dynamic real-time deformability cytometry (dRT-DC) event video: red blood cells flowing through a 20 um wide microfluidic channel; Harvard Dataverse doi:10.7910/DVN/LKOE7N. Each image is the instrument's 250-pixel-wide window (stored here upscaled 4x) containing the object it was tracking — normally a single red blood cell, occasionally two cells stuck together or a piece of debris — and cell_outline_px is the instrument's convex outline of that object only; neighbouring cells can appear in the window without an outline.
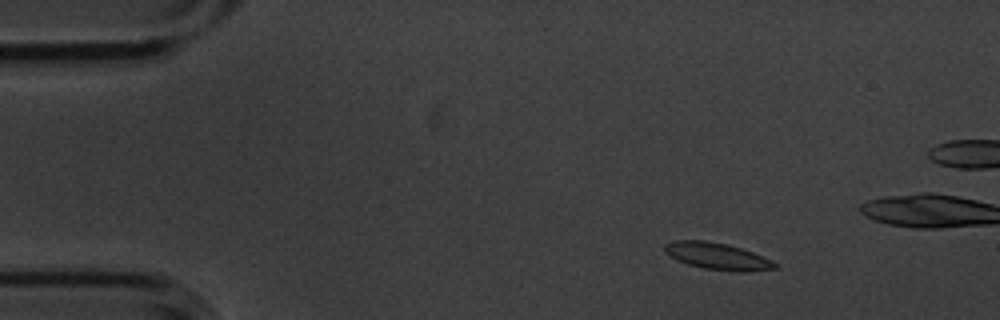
{"species": "common noctule bat (a hibernating species)", "species_latin": "Nyctalus noctula", "temperature_condition": "cold", "stored_images_in_passage": 4, "camera_frame_rate_fps": 3000, "um_per_image_px": 0.085, "animal": {"sex": "male", "body_mass_g": 20.1, "forearm_length_mm": 53.5}, "frame": {"image": 1, "passage_image": 1, "time_ms": 0.0, "image_size_px": [1000, 320], "cell_outline_px": [[776, 268], [748, 272], [736, 272], [704, 268], [688, 264], [676, 260], [664, 252], [664, 244], [672, 240], [704, 240], [728, 244], [752, 252], [772, 260], [776, 264]], "centroid_in_image_um": [60.94, 21.77], "position_along_channel_um": 24.1, "area_um2": 17.28}}